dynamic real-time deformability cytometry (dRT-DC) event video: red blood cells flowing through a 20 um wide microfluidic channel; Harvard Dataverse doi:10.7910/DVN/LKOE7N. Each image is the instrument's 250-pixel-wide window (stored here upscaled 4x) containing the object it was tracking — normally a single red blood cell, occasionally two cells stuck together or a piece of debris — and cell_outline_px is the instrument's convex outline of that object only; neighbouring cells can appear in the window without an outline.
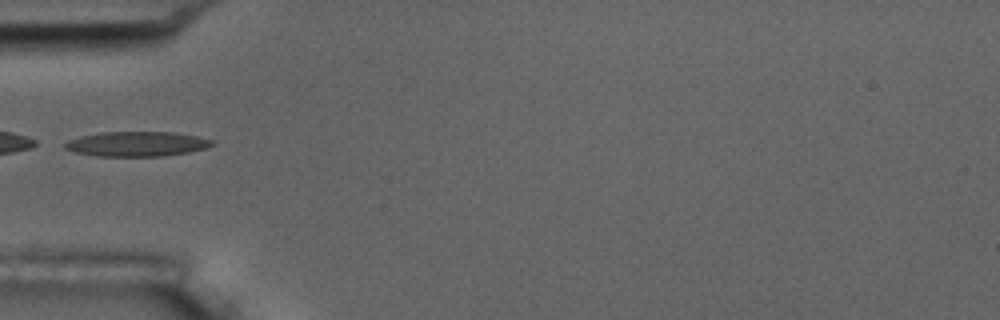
{"species": "common noctule bat (a hibernating species)", "species_latin": "Nyctalus noctula", "temperature_condition": "room temperature", "stored_images_in_passage": 6, "camera_frame_rate_fps": 3000, "um_per_image_px": 0.085, "animal": {"sex": "male", "body_mass_g": 17.5, "forearm_length_mm": 52.3}, "frame": {"image": 1, "passage_image": 6, "time_ms": 5.667, "image_size_px": [1000, 320], "cell_outline_px": [[216, 144], [208, 148], [188, 152], [164, 156], [96, 156], [76, 152], [64, 148], [64, 144], [68, 140], [80, 136], [100, 132], [172, 132], [196, 136], [212, 140]], "centroid_in_image_um": [11.64, 12.23], "position_along_channel_um": 73.4, "area_um2": 21.33}}